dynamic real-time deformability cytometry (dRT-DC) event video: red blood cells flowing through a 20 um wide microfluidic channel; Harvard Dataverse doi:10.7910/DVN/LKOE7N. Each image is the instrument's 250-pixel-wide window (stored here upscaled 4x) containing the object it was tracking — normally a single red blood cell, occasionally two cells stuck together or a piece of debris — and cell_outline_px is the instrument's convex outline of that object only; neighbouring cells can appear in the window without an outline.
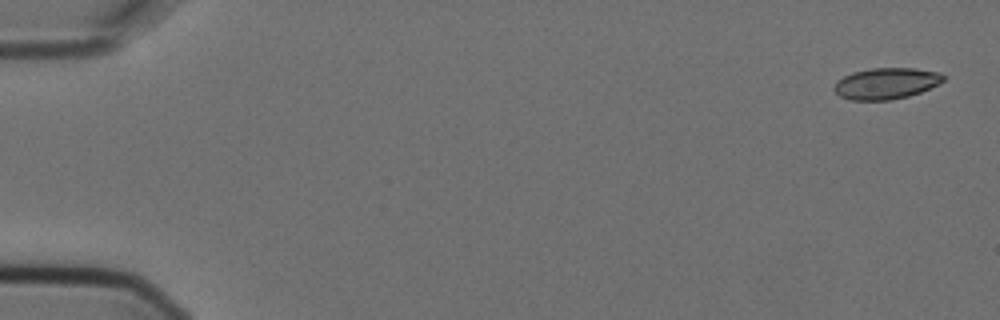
{"species": "Egyptian fruit bat (a non-hibernating species)", "species_latin": "Rousettus aegyptiacus", "temperature_condition": "cold", "stored_images_in_passage": 14, "camera_frame_rate_fps": 3000, "um_per_image_px": 0.085, "animal": {"sex": "female"}, "frame": {"image": 1, "passage_image": 1, "time_ms": 0.0, "image_size_px": [1000, 320], "cell_outline_px": [[944, 80], [920, 92], [908, 96], [888, 100], [848, 100], [840, 96], [832, 88], [836, 80], [852, 72], [872, 68], [916, 68], [940, 72], [944, 76]], "centroid_in_image_um": [75.27, 7.08], "position_along_channel_um": 9.7, "area_um2": 19.88}}
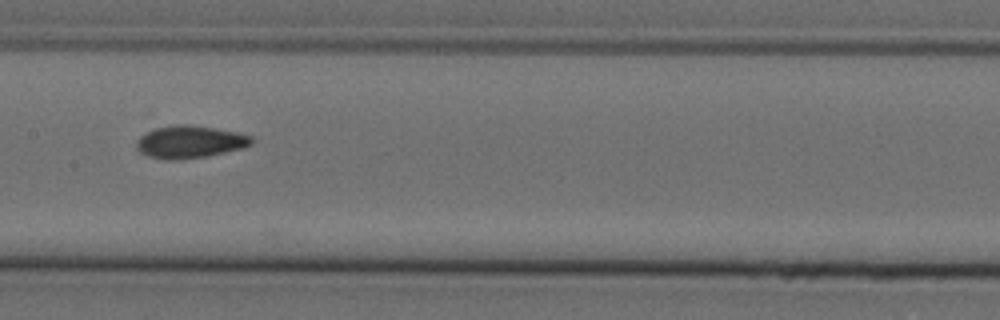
{"frame": {"image": 2, "passage_image": 8, "time_ms": 2.333, "image_size_px": [1000, 320], "cell_outline_px": [[252, 144], [244, 148], [204, 156], [180, 160], [164, 160], [148, 156], [140, 152], [136, 148], [136, 144], [140, 136], [152, 128], [176, 124], [188, 124], [236, 132], [252, 136]], "centroid_in_image_um": [16.1, 12.06], "position_along_channel_um": 191.3, "area_um2": 21.79}}
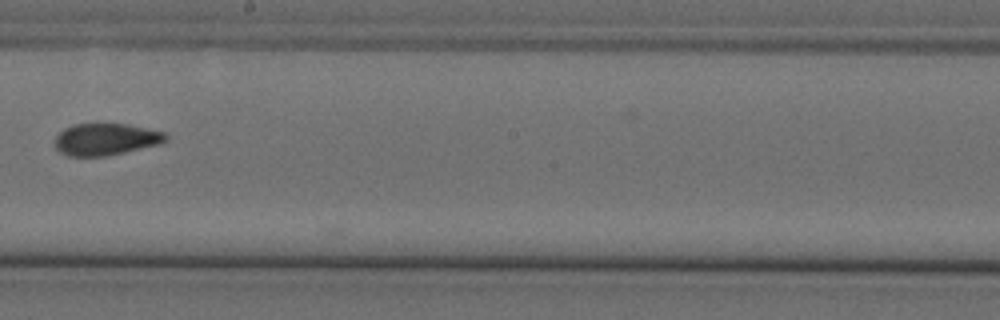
{"frame": {"image": 3, "passage_image": 9, "time_ms": 2.667, "image_size_px": [1000, 320], "cell_outline_px": [[168, 140], [160, 144], [124, 152], [104, 156], [68, 156], [60, 152], [56, 148], [56, 136], [64, 128], [76, 124], [128, 124], [164, 132], [168, 136]], "centroid_in_image_um": [9.01, 11.84], "position_along_channel_um": 239.2, "area_um2": 20.46}}